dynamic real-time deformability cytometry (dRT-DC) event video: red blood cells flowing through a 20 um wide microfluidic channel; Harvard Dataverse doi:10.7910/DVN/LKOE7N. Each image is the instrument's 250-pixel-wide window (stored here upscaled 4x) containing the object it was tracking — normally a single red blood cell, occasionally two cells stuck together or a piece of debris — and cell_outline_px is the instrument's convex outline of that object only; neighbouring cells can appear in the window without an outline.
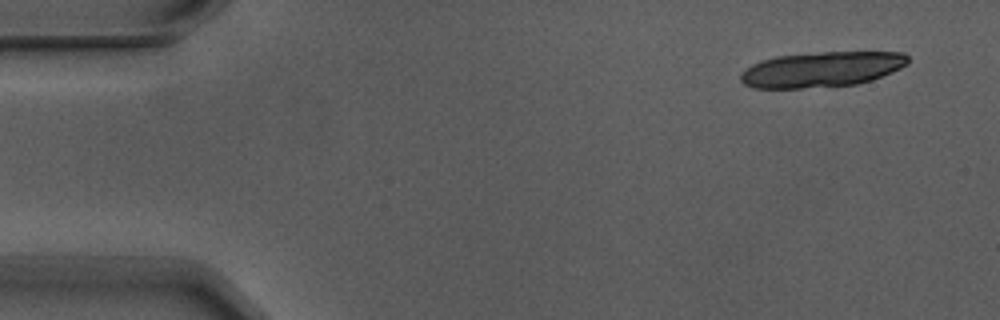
{"species": "Egyptian fruit bat (a non-hibernating species)", "species_latin": "Rousettus aegyptiacus", "temperature_condition": "warm", "stored_images_in_passage": 3, "camera_frame_rate_fps": 3000, "um_per_image_px": 0.085, "animal": {"sex": "male"}, "frame": {"image": 1, "passage_image": 1, "time_ms": 0.0, "image_size_px": [1000, 320], "cell_outline_px": [[908, 64], [892, 72], [872, 80], [856, 84], [800, 88], [752, 88], [744, 84], [740, 80], [740, 76], [752, 64], [776, 56], [820, 52], [904, 52], [908, 56]], "centroid_in_image_um": [69.87, 5.89], "position_along_channel_um": 15.1, "area_um2": 34.22}}